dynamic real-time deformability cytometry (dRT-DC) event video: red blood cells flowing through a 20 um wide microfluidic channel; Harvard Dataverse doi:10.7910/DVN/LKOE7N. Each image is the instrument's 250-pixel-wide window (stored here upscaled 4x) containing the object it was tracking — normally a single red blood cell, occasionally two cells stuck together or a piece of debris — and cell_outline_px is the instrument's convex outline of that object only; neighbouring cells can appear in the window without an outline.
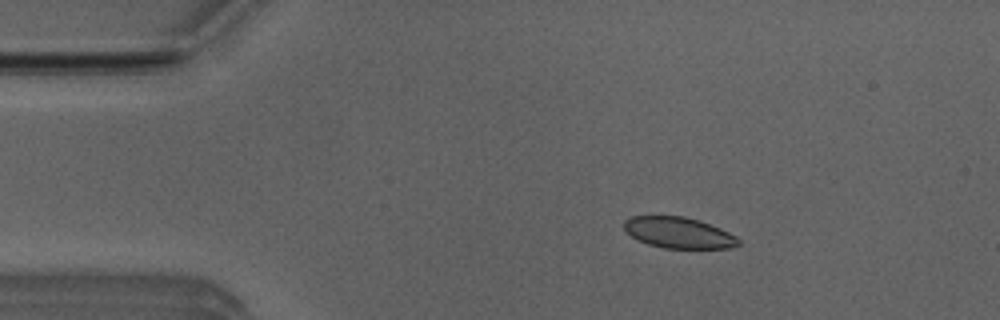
{"species": "Egyptian fruit bat (a non-hibernating species)", "species_latin": "Rousettus aegyptiacus", "temperature_condition": "room temperature", "stored_images_in_passage": 5, "camera_frame_rate_fps": 3000, "um_per_image_px": 0.085, "animal": {"sex": "male"}, "frame": {"image": 1, "passage_image": 2, "time_ms": 0.333, "image_size_px": [1000, 320], "cell_outline_px": [[740, 244], [732, 248], [664, 248], [648, 244], [636, 240], [624, 228], [624, 220], [632, 216], [684, 216], [700, 220], [720, 228], [736, 236], [740, 240]], "centroid_in_image_um": [57.69, 19.78], "position_along_channel_um": 27.3, "area_um2": 20.75}}